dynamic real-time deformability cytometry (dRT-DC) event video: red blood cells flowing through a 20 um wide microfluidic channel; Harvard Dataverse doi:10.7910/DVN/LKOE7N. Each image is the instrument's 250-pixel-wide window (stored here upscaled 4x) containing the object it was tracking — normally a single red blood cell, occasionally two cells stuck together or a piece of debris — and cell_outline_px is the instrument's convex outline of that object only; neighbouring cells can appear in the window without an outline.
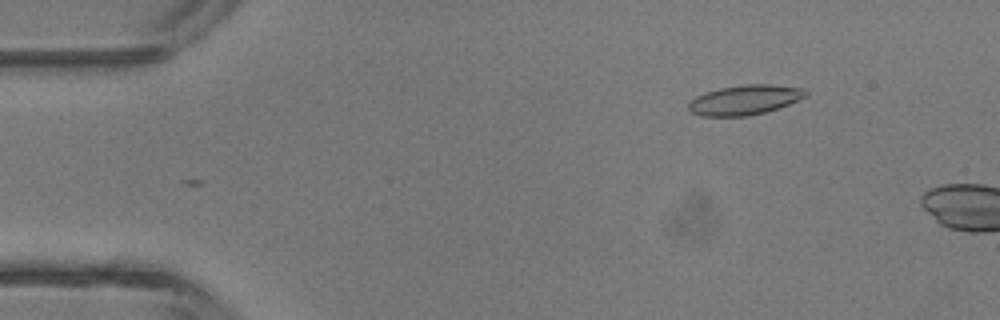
{"species": "common noctule bat (a hibernating species)", "species_latin": "Nyctalus noctula", "temperature_condition": "room temperature", "stored_images_in_passage": 2, "camera_frame_rate_fps": 3000, "um_per_image_px": 0.085, "animal": {"sex": "male", "body_mass_g": 13.3}, "frame": {"image": 1, "passage_image": 1, "time_ms": 0.0, "image_size_px": [1000, 320], "cell_outline_px": [[808, 96], [788, 104], [764, 112], [748, 116], [700, 116], [688, 112], [688, 104], [696, 96], [720, 88], [744, 84], [772, 84], [804, 88], [808, 92]], "centroid_in_image_um": [63.31, 8.49], "position_along_channel_um": 21.7, "area_um2": 20.35}}